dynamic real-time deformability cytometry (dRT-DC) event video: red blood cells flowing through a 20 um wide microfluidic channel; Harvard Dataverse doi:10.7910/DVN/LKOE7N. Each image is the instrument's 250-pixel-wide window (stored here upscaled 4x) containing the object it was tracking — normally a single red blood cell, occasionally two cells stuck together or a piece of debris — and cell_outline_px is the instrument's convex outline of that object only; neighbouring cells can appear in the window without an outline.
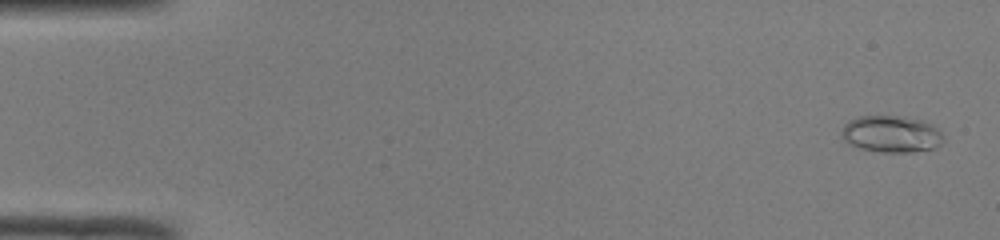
{"species": "common noctule bat (a hibernating species)", "species_latin": "Nyctalus noctula", "temperature_condition": "room temperature", "stored_images_in_passage": 50, "camera_frame_rate_fps": 3000, "um_per_image_px": 0.085, "animal": {"sex": "male", "body_mass_g": 19.0, "forearm_length_mm": 50.8}, "frame": {"image": 1, "passage_image": 2, "time_ms": 0.333, "image_size_px": [1000, 240], "cell_outline_px": [[944, 140], [940, 144], [932, 148], [912, 152], [880, 152], [860, 148], [848, 144], [840, 136], [840, 132], [844, 124], [848, 120], [860, 116], [904, 116], [924, 120], [932, 124], [940, 132]], "centroid_in_image_um": [75.72, 11.38], "position_along_channel_um": 9.3, "area_um2": 22.02}}
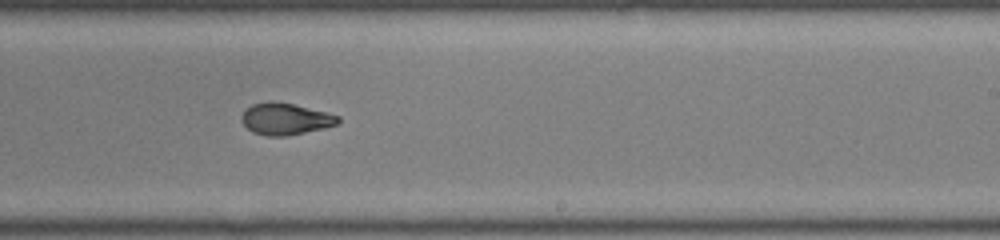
{"frame": {"image": 2, "passage_image": 31, "time_ms": 10.0, "image_size_px": [1000, 240], "cell_outline_px": [[340, 124], [324, 128], [288, 136], [268, 136], [252, 132], [240, 120], [240, 116], [244, 108], [252, 104], [268, 100], [272, 100], [292, 104], [340, 116]], "centroid_in_image_um": [24.22, 10.1], "position_along_channel_um": 264.8, "area_um2": 18.03}}
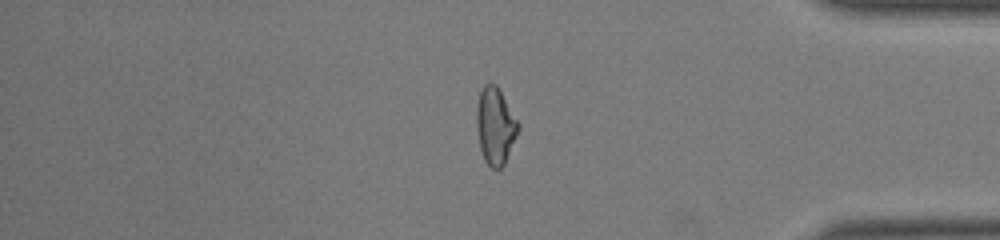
{"frame": {"image": 3, "passage_image": 42, "time_ms": 13.667, "image_size_px": [1000, 240], "cell_outline_px": [[520, 128], [504, 164], [500, 168], [492, 168], [484, 160], [480, 148], [476, 124], [476, 108], [480, 92], [484, 84], [496, 84], [520, 124]], "centroid_in_image_um": [42.1, 10.7], "position_along_channel_um": 393.1, "area_um2": 18.5}, "authors_computed_cell_mechanics": {"area_um2": 18.7272, "velocity_mm_per_s": 4.1338, "shape_relaxation_time_tau1_ms": 11.0136, "shape_relaxation_time_tau2_ms": 1.3932, "deformation_change_tau1": 0.3404, "deformation_change_tau2": 0.0713}}